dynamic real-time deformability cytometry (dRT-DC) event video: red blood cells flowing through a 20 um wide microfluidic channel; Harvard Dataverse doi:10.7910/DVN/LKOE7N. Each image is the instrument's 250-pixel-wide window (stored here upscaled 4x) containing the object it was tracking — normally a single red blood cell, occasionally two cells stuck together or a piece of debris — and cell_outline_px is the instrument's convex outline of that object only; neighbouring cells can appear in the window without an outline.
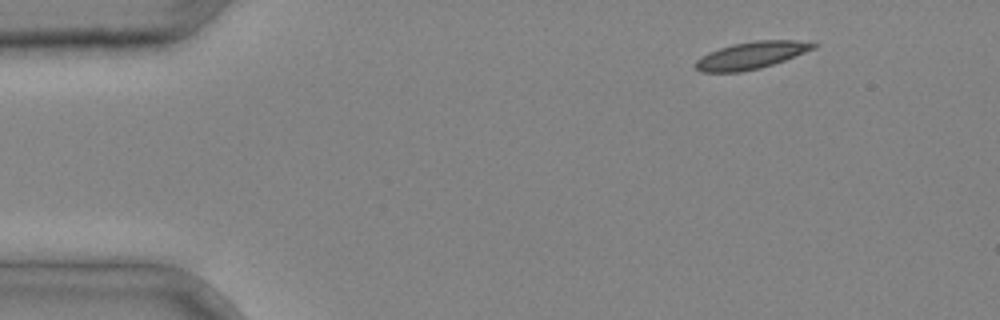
{"species": "common noctule bat (a hibernating species)", "species_latin": "Nyctalus noctula", "temperature_condition": "cold", "stored_images_in_passage": 3, "camera_frame_rate_fps": 3000, "um_per_image_px": 0.085, "animal": {"sex": "male", "body_mass_g": 20.4}, "frame": {"image": 1, "passage_image": 1, "time_ms": 0.0, "image_size_px": [1000, 320], "cell_outline_px": [[820, 44], [816, 48], [784, 60], [760, 68], [740, 72], [700, 72], [696, 68], [696, 60], [700, 56], [708, 52], [732, 44], [756, 40], [816, 40]], "centroid_in_image_um": [63.93, 4.68], "position_along_channel_um": 21.1, "area_um2": 18.9}}
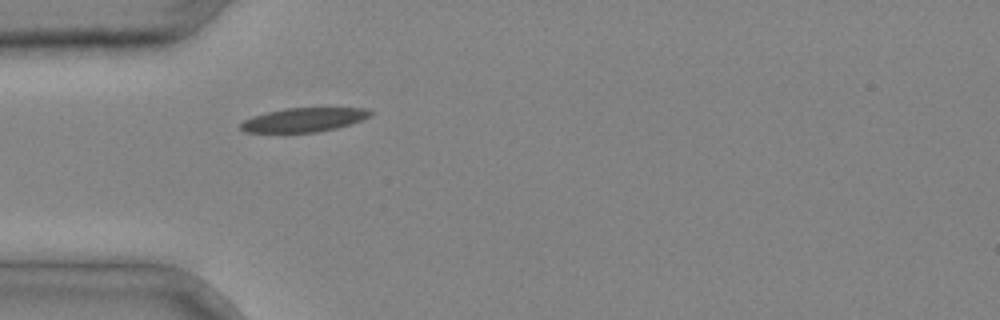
{"frame": {"image": 2, "passage_image": 3, "time_ms": 0.667, "image_size_px": [1000, 320], "cell_outline_px": [[372, 116], [336, 128], [316, 132], [244, 132], [240, 128], [240, 124], [244, 120], [252, 116], [284, 108], [364, 108], [372, 112]], "centroid_in_image_um": [25.8, 10.18], "position_along_channel_um": 59.2, "area_um2": 17.92}}